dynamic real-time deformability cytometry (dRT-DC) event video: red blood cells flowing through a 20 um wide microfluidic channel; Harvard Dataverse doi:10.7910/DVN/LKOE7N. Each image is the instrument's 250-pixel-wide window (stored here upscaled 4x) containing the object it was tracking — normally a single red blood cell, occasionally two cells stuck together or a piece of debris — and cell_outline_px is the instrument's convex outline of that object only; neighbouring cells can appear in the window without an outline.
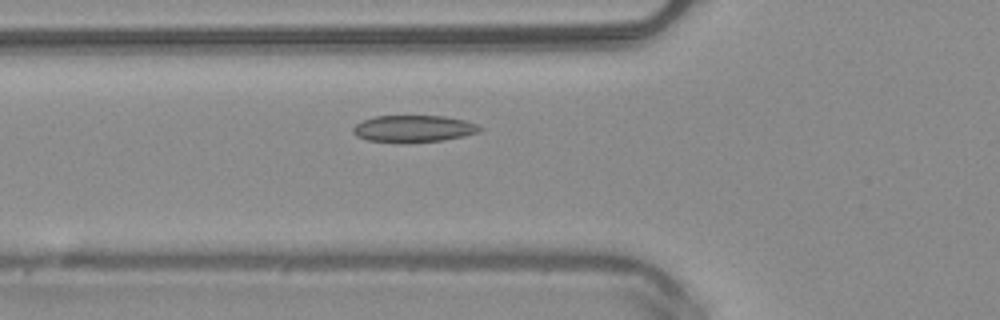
{"species": "common noctule bat (a hibernating species)", "species_latin": "Nyctalus noctula", "temperature_condition": "warm", "stored_images_in_passage": 10, "camera_frame_rate_fps": 3000, "um_per_image_px": 0.085, "animal": {"sex": "male", "body_mass_g": 20.4}, "frame": {"image": 1, "passage_image": 4, "time_ms": 1.0, "image_size_px": [1000, 320], "cell_outline_px": [[484, 128], [480, 132], [464, 136], [444, 140], [400, 144], [368, 140], [356, 136], [352, 132], [352, 128], [360, 120], [376, 116], [444, 116], [464, 120], [476, 124]], "centroid_in_image_um": [35.13, 10.95], "position_along_channel_um": 90.7, "area_um2": 20.29}}
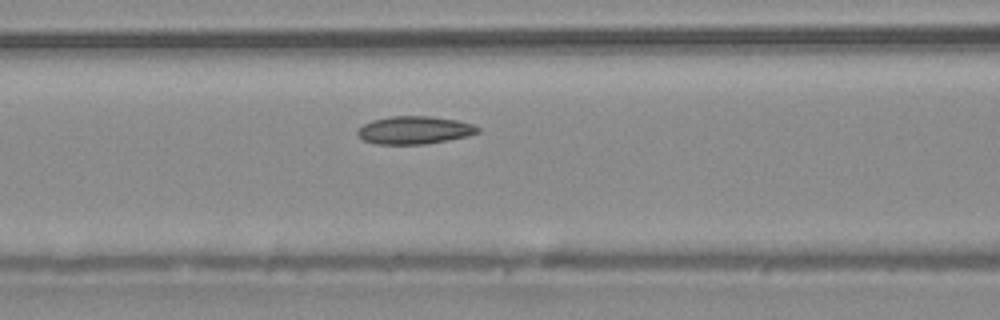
{"frame": {"image": 2, "passage_image": 7, "time_ms": 2.0, "image_size_px": [1000, 320], "cell_outline_px": [[480, 132], [468, 136], [448, 140], [424, 144], [376, 144], [364, 140], [356, 132], [364, 124], [372, 120], [388, 116], [428, 116], [456, 120], [472, 124], [480, 128]], "centroid_in_image_um": [35.24, 11.06], "position_along_channel_um": 131.4, "area_um2": 19.42}}
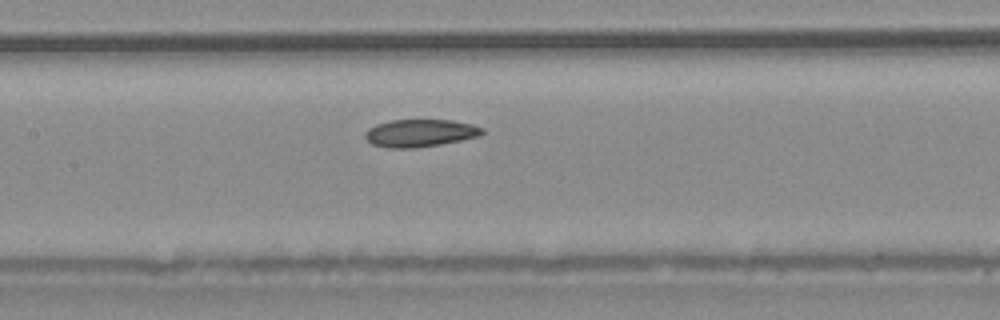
{"frame": {"image": 3, "passage_image": 10, "time_ms": 3.0, "image_size_px": [1000, 320], "cell_outline_px": [[484, 132], [480, 136], [440, 144], [412, 148], [388, 148], [372, 144], [364, 136], [364, 132], [368, 128], [376, 124], [392, 120], [452, 120], [472, 124], [484, 128]], "centroid_in_image_um": [35.7, 11.3], "position_along_channel_um": 171.7, "area_um2": 18.79}}